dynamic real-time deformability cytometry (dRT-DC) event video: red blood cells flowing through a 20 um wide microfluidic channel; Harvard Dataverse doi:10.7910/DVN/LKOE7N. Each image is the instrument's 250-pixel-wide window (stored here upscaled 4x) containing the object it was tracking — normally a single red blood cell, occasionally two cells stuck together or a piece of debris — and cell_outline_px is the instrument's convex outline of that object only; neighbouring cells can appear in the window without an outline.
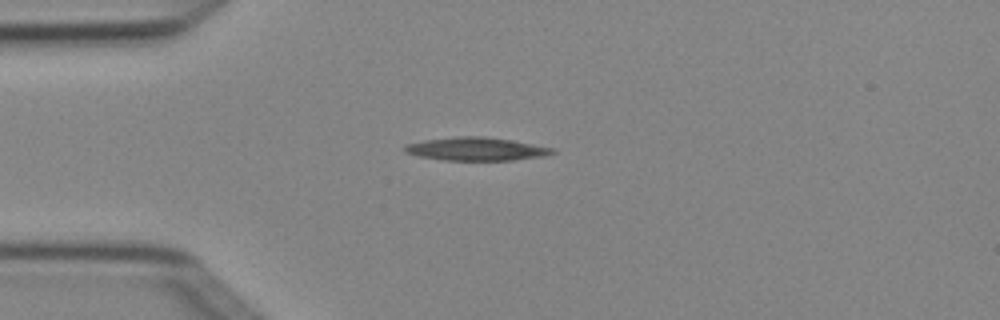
{"species": "Egyptian fruit bat (a non-hibernating species)", "species_latin": "Rousettus aegyptiacus", "temperature_condition": "cold", "stored_images_in_passage": 1, "camera_frame_rate_fps": 3000, "um_per_image_px": 0.085, "animal": {"sex": "female"}, "frame": {"image": 1, "passage_image": 1, "time_ms": 0.0, "image_size_px": [1000, 320], "cell_outline_px": [[556, 152], [544, 156], [512, 160], [444, 160], [420, 156], [404, 152], [400, 148], [404, 144], [424, 140], [460, 136], [484, 136], [512, 140], [556, 148]], "centroid_in_image_um": [40.46, 12.65], "position_along_channel_um": 44.5, "area_um2": 20.11}}